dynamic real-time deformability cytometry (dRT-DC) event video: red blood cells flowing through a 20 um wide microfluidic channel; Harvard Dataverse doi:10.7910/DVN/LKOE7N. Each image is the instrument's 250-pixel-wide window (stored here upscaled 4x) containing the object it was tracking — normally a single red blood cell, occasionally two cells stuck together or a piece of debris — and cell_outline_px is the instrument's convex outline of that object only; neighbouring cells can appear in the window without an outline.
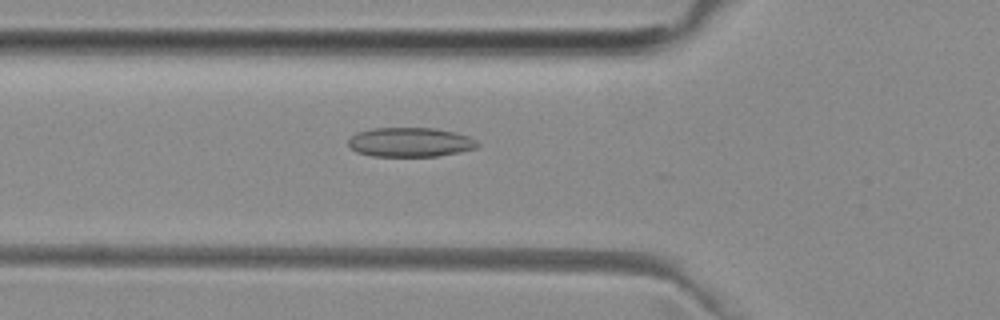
{"species": "common noctule bat (a hibernating species)", "species_latin": "Nyctalus noctula", "temperature_condition": "room temperature", "stored_images_in_passage": 52, "camera_frame_rate_fps": 3000, "um_per_image_px": 0.085, "animal": {"sex": "female", "body_mass_g": 29.2, "forearm_length_mm": 56.3}, "frame": {"image": 1, "passage_image": 18, "time_ms": 5.667, "image_size_px": [1000, 320], "cell_outline_px": [[480, 144], [476, 148], [460, 152], [436, 156], [372, 156], [356, 152], [348, 144], [348, 140], [356, 132], [372, 128], [436, 128], [456, 132], [468, 136], [476, 140]], "centroid_in_image_um": [34.87, 12.08], "position_along_channel_um": 90.9, "area_um2": 22.2}}
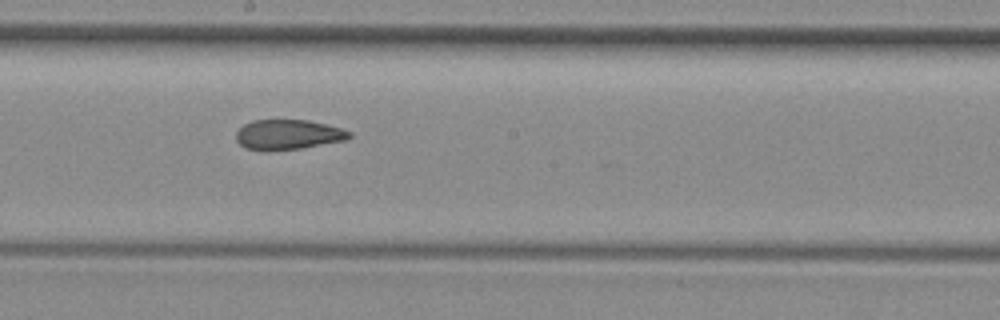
{"frame": {"image": 2, "passage_image": 28, "time_ms": 9.0, "image_size_px": [1000, 320], "cell_outline_px": [[352, 136], [348, 140], [300, 148], [268, 152], [264, 152], [244, 148], [236, 140], [236, 132], [244, 124], [252, 120], [308, 120], [340, 128], [352, 132]], "centroid_in_image_um": [24.46, 11.46], "position_along_channel_um": 223.7, "area_um2": 20.06}}
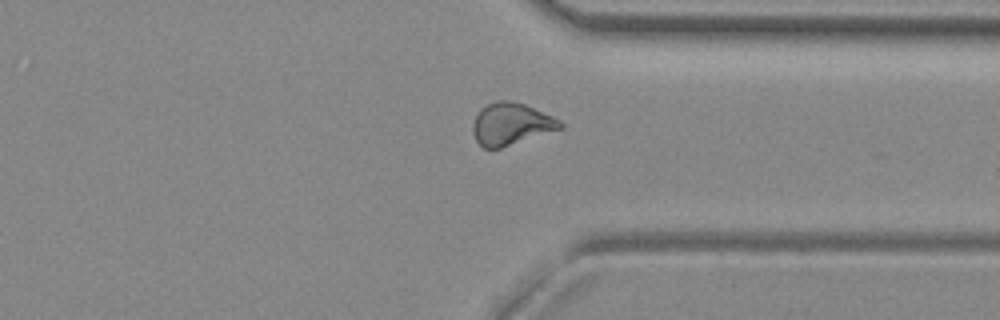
{"frame": {"image": 3, "passage_image": 39, "time_ms": 12.667, "image_size_px": [1000, 320], "cell_outline_px": [[564, 128], [500, 148], [484, 148], [476, 140], [472, 132], [472, 124], [480, 108], [496, 100], [508, 100], [524, 104], [552, 116], [560, 120], [564, 124]], "centroid_in_image_um": [43.44, 10.54], "position_along_channel_um": 368.0, "area_um2": 21.39}, "authors_computed_cell_mechanics": {"area_um2": 21.5305, "velocity_mm_per_s": 3.9727, "shape_relaxation_time_tau1_ms": null, "shape_relaxation_time_tau2_ms": 1.8198, "deformation_change_tau1": null, "deformation_change_tau2": 0.0768}}